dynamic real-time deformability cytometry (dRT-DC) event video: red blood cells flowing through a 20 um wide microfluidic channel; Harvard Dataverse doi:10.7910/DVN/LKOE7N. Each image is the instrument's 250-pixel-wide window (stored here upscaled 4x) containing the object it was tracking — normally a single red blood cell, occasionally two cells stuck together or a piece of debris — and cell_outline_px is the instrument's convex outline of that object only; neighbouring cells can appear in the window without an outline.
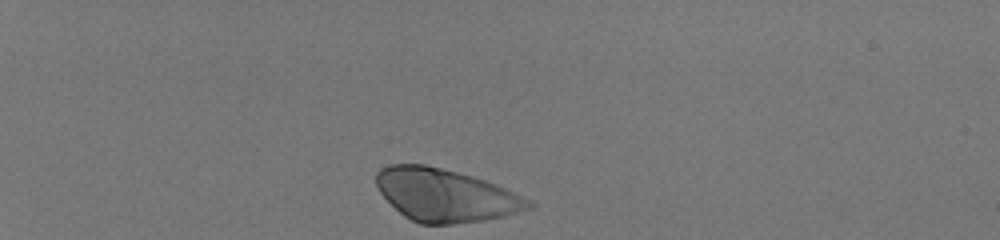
{"species": "human", "species_latin": "Homo sapiens", "temperature_condition": "room temperature", "stored_images_in_passage": 34, "camera_frame_rate_fps": 3000, "um_per_image_px": 0.085, "donor": {"sex": "male"}, "frame": {"image": 1, "passage_image": 1, "time_ms": 0.0, "image_size_px": [1000, 240], "cell_outline_px": [[536, 204], [532, 208], [504, 216], [484, 220], [452, 224], [420, 224], [404, 216], [380, 192], [376, 184], [376, 172], [380, 168], [388, 164], [424, 164], [472, 176], [484, 180], [504, 188], [532, 200]], "centroid_in_image_um": [37.87, 16.59], "position_along_channel_um": 47.1, "area_um2": 46.47}}
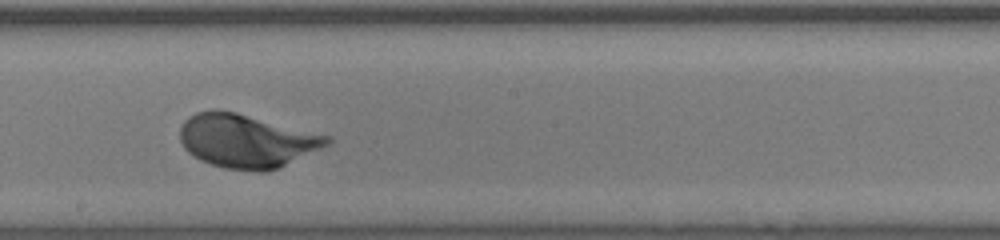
{"frame": {"image": 2, "passage_image": 20, "time_ms": 6.333, "image_size_px": [1000, 240], "cell_outline_px": [[332, 140], [328, 144], [320, 148], [268, 172], [260, 172], [224, 168], [200, 160], [188, 152], [184, 148], [180, 140], [180, 128], [184, 120], [188, 116], [196, 112], [216, 108], [236, 112], [332, 136]], "centroid_in_image_um": [20.92, 11.95], "position_along_channel_um": 227.3, "area_um2": 45.89}}
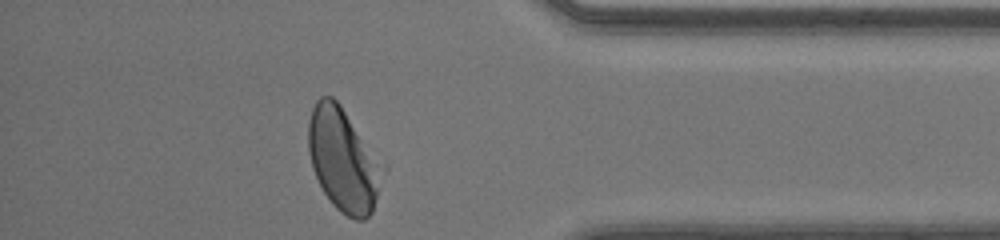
{"frame": {"image": 3, "passage_image": 34, "time_ms": 11.0, "image_size_px": [1000, 240], "cell_outline_px": [[376, 196], [372, 212], [364, 220], [356, 220], [340, 212], [332, 204], [324, 192], [312, 168], [308, 152], [308, 120], [312, 108], [316, 100], [320, 96], [332, 96], [340, 104], [360, 140], [368, 160], [376, 188]], "centroid_in_image_um": [28.91, 13.59], "position_along_channel_um": 406.3, "area_um2": 40.17}, "authors_computed_cell_mechanics": {"area_um2": 44.9973, "velocity_mm_per_s": 4.0641, "shape_relaxation_time_tau1_ms": 1.7567, "shape_relaxation_time_tau2_ms": null, "deformation_change_tau1": 0.1423, "deformation_change_tau2": null}}